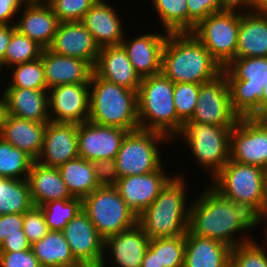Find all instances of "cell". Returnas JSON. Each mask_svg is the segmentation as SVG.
<instances>
[{"label": "cell", "instance_id": "cell-1", "mask_svg": "<svg viewBox=\"0 0 267 267\" xmlns=\"http://www.w3.org/2000/svg\"><path fill=\"white\" fill-rule=\"evenodd\" d=\"M206 187L200 196L190 202L188 230L196 236L217 240L231 248L253 240L251 233L242 236L244 230L261 226L262 220L248 207L224 198L209 183ZM240 232L244 234L239 235Z\"/></svg>", "mask_w": 267, "mask_h": 267}, {"label": "cell", "instance_id": "cell-2", "mask_svg": "<svg viewBox=\"0 0 267 267\" xmlns=\"http://www.w3.org/2000/svg\"><path fill=\"white\" fill-rule=\"evenodd\" d=\"M222 67L191 33H169L162 49L161 72L173 83L202 84L215 79Z\"/></svg>", "mask_w": 267, "mask_h": 267}, {"label": "cell", "instance_id": "cell-3", "mask_svg": "<svg viewBox=\"0 0 267 267\" xmlns=\"http://www.w3.org/2000/svg\"><path fill=\"white\" fill-rule=\"evenodd\" d=\"M175 176L166 184L152 204L137 216V224L151 239L186 235L190 202L187 204L186 179Z\"/></svg>", "mask_w": 267, "mask_h": 267}, {"label": "cell", "instance_id": "cell-4", "mask_svg": "<svg viewBox=\"0 0 267 267\" xmlns=\"http://www.w3.org/2000/svg\"><path fill=\"white\" fill-rule=\"evenodd\" d=\"M173 93L174 83L162 72L142 78L137 91L140 129L174 138L183 122L177 116Z\"/></svg>", "mask_w": 267, "mask_h": 267}, {"label": "cell", "instance_id": "cell-5", "mask_svg": "<svg viewBox=\"0 0 267 267\" xmlns=\"http://www.w3.org/2000/svg\"><path fill=\"white\" fill-rule=\"evenodd\" d=\"M90 114L88 121L125 129H140L137 91L130 90L98 77H90Z\"/></svg>", "mask_w": 267, "mask_h": 267}, {"label": "cell", "instance_id": "cell-6", "mask_svg": "<svg viewBox=\"0 0 267 267\" xmlns=\"http://www.w3.org/2000/svg\"><path fill=\"white\" fill-rule=\"evenodd\" d=\"M209 185L229 201L248 207L262 221L267 217L263 168L229 159Z\"/></svg>", "mask_w": 267, "mask_h": 267}, {"label": "cell", "instance_id": "cell-7", "mask_svg": "<svg viewBox=\"0 0 267 267\" xmlns=\"http://www.w3.org/2000/svg\"><path fill=\"white\" fill-rule=\"evenodd\" d=\"M222 72L228 81L233 111L240 118L262 117L267 57L233 59Z\"/></svg>", "mask_w": 267, "mask_h": 267}, {"label": "cell", "instance_id": "cell-8", "mask_svg": "<svg viewBox=\"0 0 267 267\" xmlns=\"http://www.w3.org/2000/svg\"><path fill=\"white\" fill-rule=\"evenodd\" d=\"M232 128L186 120L172 141L183 138L203 171H210L211 180L229 162Z\"/></svg>", "mask_w": 267, "mask_h": 267}, {"label": "cell", "instance_id": "cell-9", "mask_svg": "<svg viewBox=\"0 0 267 267\" xmlns=\"http://www.w3.org/2000/svg\"><path fill=\"white\" fill-rule=\"evenodd\" d=\"M82 210L104 240L137 224V215L127 206L115 186L95 189L82 199Z\"/></svg>", "mask_w": 267, "mask_h": 267}, {"label": "cell", "instance_id": "cell-10", "mask_svg": "<svg viewBox=\"0 0 267 267\" xmlns=\"http://www.w3.org/2000/svg\"><path fill=\"white\" fill-rule=\"evenodd\" d=\"M170 141L168 136L157 131L138 129L128 132L115 158L119 178L158 170L164 165L159 145H168Z\"/></svg>", "mask_w": 267, "mask_h": 267}, {"label": "cell", "instance_id": "cell-11", "mask_svg": "<svg viewBox=\"0 0 267 267\" xmlns=\"http://www.w3.org/2000/svg\"><path fill=\"white\" fill-rule=\"evenodd\" d=\"M239 12L218 11L202 20L191 32L222 68L236 56Z\"/></svg>", "mask_w": 267, "mask_h": 267}, {"label": "cell", "instance_id": "cell-12", "mask_svg": "<svg viewBox=\"0 0 267 267\" xmlns=\"http://www.w3.org/2000/svg\"><path fill=\"white\" fill-rule=\"evenodd\" d=\"M230 160L267 166V122L262 117L239 118L230 131Z\"/></svg>", "mask_w": 267, "mask_h": 267}, {"label": "cell", "instance_id": "cell-13", "mask_svg": "<svg viewBox=\"0 0 267 267\" xmlns=\"http://www.w3.org/2000/svg\"><path fill=\"white\" fill-rule=\"evenodd\" d=\"M239 118L232 109L229 85L223 72L215 79L200 85L196 109L189 120L234 127Z\"/></svg>", "mask_w": 267, "mask_h": 267}, {"label": "cell", "instance_id": "cell-14", "mask_svg": "<svg viewBox=\"0 0 267 267\" xmlns=\"http://www.w3.org/2000/svg\"><path fill=\"white\" fill-rule=\"evenodd\" d=\"M52 122L84 123L90 114V85L66 84L48 90Z\"/></svg>", "mask_w": 267, "mask_h": 267}, {"label": "cell", "instance_id": "cell-15", "mask_svg": "<svg viewBox=\"0 0 267 267\" xmlns=\"http://www.w3.org/2000/svg\"><path fill=\"white\" fill-rule=\"evenodd\" d=\"M128 132L125 129L94 124L90 121L78 124L79 157L90 162L103 158L115 159Z\"/></svg>", "mask_w": 267, "mask_h": 267}, {"label": "cell", "instance_id": "cell-16", "mask_svg": "<svg viewBox=\"0 0 267 267\" xmlns=\"http://www.w3.org/2000/svg\"><path fill=\"white\" fill-rule=\"evenodd\" d=\"M62 232L77 261L101 266L105 240L82 209L67 223Z\"/></svg>", "mask_w": 267, "mask_h": 267}, {"label": "cell", "instance_id": "cell-17", "mask_svg": "<svg viewBox=\"0 0 267 267\" xmlns=\"http://www.w3.org/2000/svg\"><path fill=\"white\" fill-rule=\"evenodd\" d=\"M158 170L142 175H130L118 179L115 187L127 206L138 216L152 204L166 184L175 176Z\"/></svg>", "mask_w": 267, "mask_h": 267}, {"label": "cell", "instance_id": "cell-18", "mask_svg": "<svg viewBox=\"0 0 267 267\" xmlns=\"http://www.w3.org/2000/svg\"><path fill=\"white\" fill-rule=\"evenodd\" d=\"M77 129V123L49 121L41 152L35 161L58 168L68 160L79 157Z\"/></svg>", "mask_w": 267, "mask_h": 267}, {"label": "cell", "instance_id": "cell-19", "mask_svg": "<svg viewBox=\"0 0 267 267\" xmlns=\"http://www.w3.org/2000/svg\"><path fill=\"white\" fill-rule=\"evenodd\" d=\"M48 49L56 54L77 57L95 66L100 48L81 21L61 22Z\"/></svg>", "mask_w": 267, "mask_h": 267}, {"label": "cell", "instance_id": "cell-20", "mask_svg": "<svg viewBox=\"0 0 267 267\" xmlns=\"http://www.w3.org/2000/svg\"><path fill=\"white\" fill-rule=\"evenodd\" d=\"M149 241L150 239L138 224L129 230L108 237L104 243V259L100 267H107L108 258L113 260L115 267H141Z\"/></svg>", "mask_w": 267, "mask_h": 267}, {"label": "cell", "instance_id": "cell-21", "mask_svg": "<svg viewBox=\"0 0 267 267\" xmlns=\"http://www.w3.org/2000/svg\"><path fill=\"white\" fill-rule=\"evenodd\" d=\"M142 34L127 40H122L135 71L141 78L161 73L162 49L168 37V32Z\"/></svg>", "mask_w": 267, "mask_h": 267}, {"label": "cell", "instance_id": "cell-22", "mask_svg": "<svg viewBox=\"0 0 267 267\" xmlns=\"http://www.w3.org/2000/svg\"><path fill=\"white\" fill-rule=\"evenodd\" d=\"M93 72L106 81L134 91H138L142 81L122 45L101 47Z\"/></svg>", "mask_w": 267, "mask_h": 267}, {"label": "cell", "instance_id": "cell-23", "mask_svg": "<svg viewBox=\"0 0 267 267\" xmlns=\"http://www.w3.org/2000/svg\"><path fill=\"white\" fill-rule=\"evenodd\" d=\"M41 59L47 91L59 85L90 83L93 67L81 58L59 55L46 48Z\"/></svg>", "mask_w": 267, "mask_h": 267}, {"label": "cell", "instance_id": "cell-24", "mask_svg": "<svg viewBox=\"0 0 267 267\" xmlns=\"http://www.w3.org/2000/svg\"><path fill=\"white\" fill-rule=\"evenodd\" d=\"M18 15L15 28L44 49L48 48L60 23L52 7L28 0Z\"/></svg>", "mask_w": 267, "mask_h": 267}, {"label": "cell", "instance_id": "cell-25", "mask_svg": "<svg viewBox=\"0 0 267 267\" xmlns=\"http://www.w3.org/2000/svg\"><path fill=\"white\" fill-rule=\"evenodd\" d=\"M118 14L107 0H98L81 20L99 48L121 45L125 38L124 24Z\"/></svg>", "mask_w": 267, "mask_h": 267}, {"label": "cell", "instance_id": "cell-26", "mask_svg": "<svg viewBox=\"0 0 267 267\" xmlns=\"http://www.w3.org/2000/svg\"><path fill=\"white\" fill-rule=\"evenodd\" d=\"M6 113L34 122H49V101L47 90L5 88Z\"/></svg>", "mask_w": 267, "mask_h": 267}, {"label": "cell", "instance_id": "cell-27", "mask_svg": "<svg viewBox=\"0 0 267 267\" xmlns=\"http://www.w3.org/2000/svg\"><path fill=\"white\" fill-rule=\"evenodd\" d=\"M27 182L34 206L40 207L47 202L74 198L56 167L45 166L34 160Z\"/></svg>", "mask_w": 267, "mask_h": 267}, {"label": "cell", "instance_id": "cell-28", "mask_svg": "<svg viewBox=\"0 0 267 267\" xmlns=\"http://www.w3.org/2000/svg\"><path fill=\"white\" fill-rule=\"evenodd\" d=\"M231 250L222 242L196 236L188 230L183 267H230Z\"/></svg>", "mask_w": 267, "mask_h": 267}, {"label": "cell", "instance_id": "cell-29", "mask_svg": "<svg viewBox=\"0 0 267 267\" xmlns=\"http://www.w3.org/2000/svg\"><path fill=\"white\" fill-rule=\"evenodd\" d=\"M47 123L29 121L6 114L0 137L36 160L42 149Z\"/></svg>", "mask_w": 267, "mask_h": 267}, {"label": "cell", "instance_id": "cell-30", "mask_svg": "<svg viewBox=\"0 0 267 267\" xmlns=\"http://www.w3.org/2000/svg\"><path fill=\"white\" fill-rule=\"evenodd\" d=\"M267 57V15L254 11L239 13L235 59Z\"/></svg>", "mask_w": 267, "mask_h": 267}, {"label": "cell", "instance_id": "cell-31", "mask_svg": "<svg viewBox=\"0 0 267 267\" xmlns=\"http://www.w3.org/2000/svg\"><path fill=\"white\" fill-rule=\"evenodd\" d=\"M62 181L74 198L88 196L100 186L95 177L92 162L77 157L58 167Z\"/></svg>", "mask_w": 267, "mask_h": 267}, {"label": "cell", "instance_id": "cell-32", "mask_svg": "<svg viewBox=\"0 0 267 267\" xmlns=\"http://www.w3.org/2000/svg\"><path fill=\"white\" fill-rule=\"evenodd\" d=\"M41 267H57L76 263L62 231H48L46 236L31 245Z\"/></svg>", "mask_w": 267, "mask_h": 267}, {"label": "cell", "instance_id": "cell-33", "mask_svg": "<svg viewBox=\"0 0 267 267\" xmlns=\"http://www.w3.org/2000/svg\"><path fill=\"white\" fill-rule=\"evenodd\" d=\"M33 206L27 179L0 176V215L23 214Z\"/></svg>", "mask_w": 267, "mask_h": 267}, {"label": "cell", "instance_id": "cell-34", "mask_svg": "<svg viewBox=\"0 0 267 267\" xmlns=\"http://www.w3.org/2000/svg\"><path fill=\"white\" fill-rule=\"evenodd\" d=\"M151 1L157 16H159L163 31L168 33L188 32L187 0Z\"/></svg>", "mask_w": 267, "mask_h": 267}, {"label": "cell", "instance_id": "cell-35", "mask_svg": "<svg viewBox=\"0 0 267 267\" xmlns=\"http://www.w3.org/2000/svg\"><path fill=\"white\" fill-rule=\"evenodd\" d=\"M34 159L25 151L12 146L0 137V176L8 179H27Z\"/></svg>", "mask_w": 267, "mask_h": 267}, {"label": "cell", "instance_id": "cell-36", "mask_svg": "<svg viewBox=\"0 0 267 267\" xmlns=\"http://www.w3.org/2000/svg\"><path fill=\"white\" fill-rule=\"evenodd\" d=\"M43 49L37 42L15 29L12 32L5 56L1 60L2 65L8 69L24 62L34 61L41 58Z\"/></svg>", "mask_w": 267, "mask_h": 267}, {"label": "cell", "instance_id": "cell-37", "mask_svg": "<svg viewBox=\"0 0 267 267\" xmlns=\"http://www.w3.org/2000/svg\"><path fill=\"white\" fill-rule=\"evenodd\" d=\"M12 80L6 88H23L34 90H47L45 81L44 66L42 59L24 62L11 68Z\"/></svg>", "mask_w": 267, "mask_h": 267}, {"label": "cell", "instance_id": "cell-38", "mask_svg": "<svg viewBox=\"0 0 267 267\" xmlns=\"http://www.w3.org/2000/svg\"><path fill=\"white\" fill-rule=\"evenodd\" d=\"M50 231H63L67 223L82 209V199L55 200L40 206Z\"/></svg>", "mask_w": 267, "mask_h": 267}, {"label": "cell", "instance_id": "cell-39", "mask_svg": "<svg viewBox=\"0 0 267 267\" xmlns=\"http://www.w3.org/2000/svg\"><path fill=\"white\" fill-rule=\"evenodd\" d=\"M149 247L157 254L158 261L163 267H183L185 235L151 239Z\"/></svg>", "mask_w": 267, "mask_h": 267}, {"label": "cell", "instance_id": "cell-40", "mask_svg": "<svg viewBox=\"0 0 267 267\" xmlns=\"http://www.w3.org/2000/svg\"><path fill=\"white\" fill-rule=\"evenodd\" d=\"M264 238L261 244L253 239L232 248L230 267H267V238Z\"/></svg>", "mask_w": 267, "mask_h": 267}, {"label": "cell", "instance_id": "cell-41", "mask_svg": "<svg viewBox=\"0 0 267 267\" xmlns=\"http://www.w3.org/2000/svg\"><path fill=\"white\" fill-rule=\"evenodd\" d=\"M201 84L174 83V106L178 118L184 122L192 118L199 95Z\"/></svg>", "mask_w": 267, "mask_h": 267}, {"label": "cell", "instance_id": "cell-42", "mask_svg": "<svg viewBox=\"0 0 267 267\" xmlns=\"http://www.w3.org/2000/svg\"><path fill=\"white\" fill-rule=\"evenodd\" d=\"M98 0H58L51 7L59 22L81 21Z\"/></svg>", "mask_w": 267, "mask_h": 267}, {"label": "cell", "instance_id": "cell-43", "mask_svg": "<svg viewBox=\"0 0 267 267\" xmlns=\"http://www.w3.org/2000/svg\"><path fill=\"white\" fill-rule=\"evenodd\" d=\"M48 231L45 216L40 207L33 206L23 213V232L31 245L44 238Z\"/></svg>", "mask_w": 267, "mask_h": 267}, {"label": "cell", "instance_id": "cell-44", "mask_svg": "<svg viewBox=\"0 0 267 267\" xmlns=\"http://www.w3.org/2000/svg\"><path fill=\"white\" fill-rule=\"evenodd\" d=\"M188 32L212 13L219 11V0H187Z\"/></svg>", "mask_w": 267, "mask_h": 267}, {"label": "cell", "instance_id": "cell-45", "mask_svg": "<svg viewBox=\"0 0 267 267\" xmlns=\"http://www.w3.org/2000/svg\"><path fill=\"white\" fill-rule=\"evenodd\" d=\"M95 177L100 187L115 186L119 175L115 159H98L92 161Z\"/></svg>", "mask_w": 267, "mask_h": 267}, {"label": "cell", "instance_id": "cell-46", "mask_svg": "<svg viewBox=\"0 0 267 267\" xmlns=\"http://www.w3.org/2000/svg\"><path fill=\"white\" fill-rule=\"evenodd\" d=\"M0 267H41L32 249L20 252H0Z\"/></svg>", "mask_w": 267, "mask_h": 267}, {"label": "cell", "instance_id": "cell-47", "mask_svg": "<svg viewBox=\"0 0 267 267\" xmlns=\"http://www.w3.org/2000/svg\"><path fill=\"white\" fill-rule=\"evenodd\" d=\"M20 230H23V214L0 215V245L7 236L20 234Z\"/></svg>", "mask_w": 267, "mask_h": 267}, {"label": "cell", "instance_id": "cell-48", "mask_svg": "<svg viewBox=\"0 0 267 267\" xmlns=\"http://www.w3.org/2000/svg\"><path fill=\"white\" fill-rule=\"evenodd\" d=\"M28 0H0V24L15 25L14 17ZM13 20V21H12Z\"/></svg>", "mask_w": 267, "mask_h": 267}, {"label": "cell", "instance_id": "cell-49", "mask_svg": "<svg viewBox=\"0 0 267 267\" xmlns=\"http://www.w3.org/2000/svg\"><path fill=\"white\" fill-rule=\"evenodd\" d=\"M28 249H31V244L28 242L23 230H20V234L7 236L0 245V252H20Z\"/></svg>", "mask_w": 267, "mask_h": 267}, {"label": "cell", "instance_id": "cell-50", "mask_svg": "<svg viewBox=\"0 0 267 267\" xmlns=\"http://www.w3.org/2000/svg\"><path fill=\"white\" fill-rule=\"evenodd\" d=\"M253 4L254 0H219V11L251 12Z\"/></svg>", "mask_w": 267, "mask_h": 267}, {"label": "cell", "instance_id": "cell-51", "mask_svg": "<svg viewBox=\"0 0 267 267\" xmlns=\"http://www.w3.org/2000/svg\"><path fill=\"white\" fill-rule=\"evenodd\" d=\"M15 25L0 24V60L5 56Z\"/></svg>", "mask_w": 267, "mask_h": 267}, {"label": "cell", "instance_id": "cell-52", "mask_svg": "<svg viewBox=\"0 0 267 267\" xmlns=\"http://www.w3.org/2000/svg\"><path fill=\"white\" fill-rule=\"evenodd\" d=\"M141 267H163L160 265L157 254L150 248L148 247L143 260Z\"/></svg>", "mask_w": 267, "mask_h": 267}, {"label": "cell", "instance_id": "cell-53", "mask_svg": "<svg viewBox=\"0 0 267 267\" xmlns=\"http://www.w3.org/2000/svg\"><path fill=\"white\" fill-rule=\"evenodd\" d=\"M253 11L267 15V0H254Z\"/></svg>", "mask_w": 267, "mask_h": 267}, {"label": "cell", "instance_id": "cell-54", "mask_svg": "<svg viewBox=\"0 0 267 267\" xmlns=\"http://www.w3.org/2000/svg\"><path fill=\"white\" fill-rule=\"evenodd\" d=\"M6 114L7 113H6L5 98L3 94L2 95L0 94V131L5 121Z\"/></svg>", "mask_w": 267, "mask_h": 267}, {"label": "cell", "instance_id": "cell-55", "mask_svg": "<svg viewBox=\"0 0 267 267\" xmlns=\"http://www.w3.org/2000/svg\"><path fill=\"white\" fill-rule=\"evenodd\" d=\"M267 114V84L264 86L262 94V117Z\"/></svg>", "mask_w": 267, "mask_h": 267}, {"label": "cell", "instance_id": "cell-56", "mask_svg": "<svg viewBox=\"0 0 267 267\" xmlns=\"http://www.w3.org/2000/svg\"><path fill=\"white\" fill-rule=\"evenodd\" d=\"M57 267H96V266L90 263H87V262L77 261L76 263H73L70 265H62V266H57Z\"/></svg>", "mask_w": 267, "mask_h": 267}, {"label": "cell", "instance_id": "cell-57", "mask_svg": "<svg viewBox=\"0 0 267 267\" xmlns=\"http://www.w3.org/2000/svg\"><path fill=\"white\" fill-rule=\"evenodd\" d=\"M31 1L39 5L52 6L58 0H31Z\"/></svg>", "mask_w": 267, "mask_h": 267}, {"label": "cell", "instance_id": "cell-58", "mask_svg": "<svg viewBox=\"0 0 267 267\" xmlns=\"http://www.w3.org/2000/svg\"><path fill=\"white\" fill-rule=\"evenodd\" d=\"M264 176H265V183H266V190H267V166L264 168Z\"/></svg>", "mask_w": 267, "mask_h": 267}, {"label": "cell", "instance_id": "cell-59", "mask_svg": "<svg viewBox=\"0 0 267 267\" xmlns=\"http://www.w3.org/2000/svg\"><path fill=\"white\" fill-rule=\"evenodd\" d=\"M262 223L264 224H267V217L262 221ZM265 226H267V225H265ZM265 236H266V238H267V227H266V231H265V234H264Z\"/></svg>", "mask_w": 267, "mask_h": 267}, {"label": "cell", "instance_id": "cell-60", "mask_svg": "<svg viewBox=\"0 0 267 267\" xmlns=\"http://www.w3.org/2000/svg\"><path fill=\"white\" fill-rule=\"evenodd\" d=\"M4 67H3V65H2V62H1V60H0V72H4Z\"/></svg>", "mask_w": 267, "mask_h": 267}, {"label": "cell", "instance_id": "cell-61", "mask_svg": "<svg viewBox=\"0 0 267 267\" xmlns=\"http://www.w3.org/2000/svg\"><path fill=\"white\" fill-rule=\"evenodd\" d=\"M267 122V114L262 117Z\"/></svg>", "mask_w": 267, "mask_h": 267}]
</instances>
